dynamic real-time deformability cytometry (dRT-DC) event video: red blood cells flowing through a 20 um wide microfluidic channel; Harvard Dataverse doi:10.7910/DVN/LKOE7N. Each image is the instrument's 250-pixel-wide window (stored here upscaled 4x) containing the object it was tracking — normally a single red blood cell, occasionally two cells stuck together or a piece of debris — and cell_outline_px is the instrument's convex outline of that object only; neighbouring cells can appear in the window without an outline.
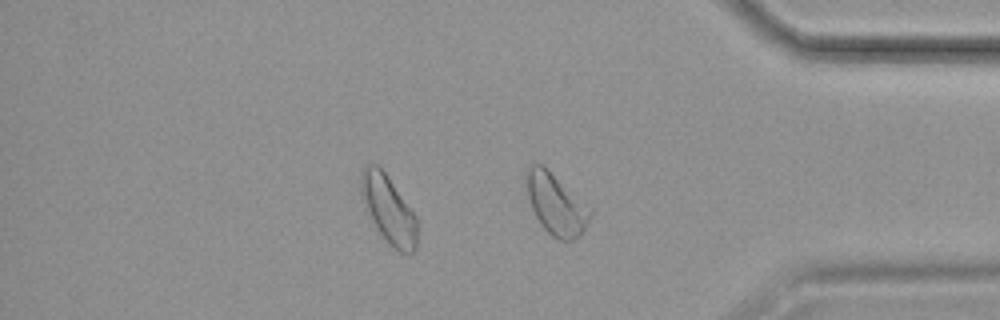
{"species": "common noctule bat (a hibernating species)", "species_latin": "Nyctalus noctula", "temperature_condition": "cold", "stored_images_in_passage": 32, "segment_of_instrument_passage": [2, 2], "camera_frame_rate_fps": 3000, "um_per_image_px": 0.085, "animal": {"sex": "female", "body_mass_g": 19.9}, "frame": {"image": 1, "passage_image": 32, "time_ms": 10.333, "image_size_px": [1000, 320], "cell_outline_px": [[592, 216], [580, 236], [572, 240], [560, 240], [552, 236], [540, 224], [532, 208], [528, 196], [524, 180], [528, 168], [532, 164], [540, 164], [592, 208]], "centroid_in_image_um": [47.27, 17.39], "position_along_channel_um": 387.9, "area_um2": 22.43}}